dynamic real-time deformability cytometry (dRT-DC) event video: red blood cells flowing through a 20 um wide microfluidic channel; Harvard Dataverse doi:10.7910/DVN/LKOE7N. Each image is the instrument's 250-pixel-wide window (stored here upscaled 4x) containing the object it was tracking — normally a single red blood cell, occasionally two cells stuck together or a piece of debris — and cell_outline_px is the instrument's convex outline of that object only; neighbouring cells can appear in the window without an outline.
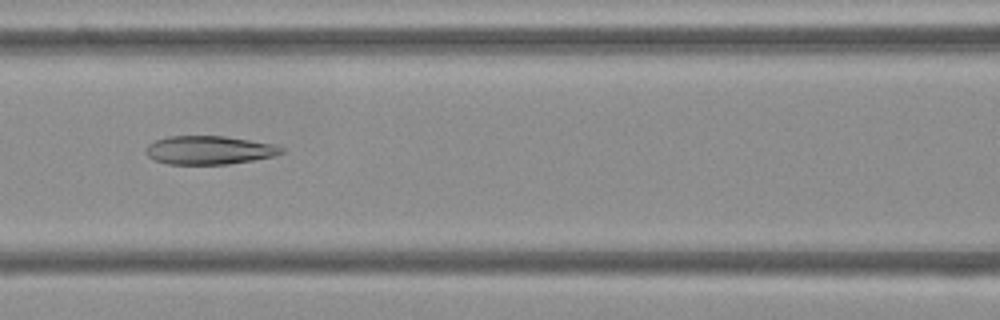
{"species": "Egyptian fruit bat (a non-hibernating species)", "species_latin": "Rousettus aegyptiacus", "temperature_condition": "cold", "stored_images_in_passage": 53, "camera_frame_rate_fps": 3000, "um_per_image_px": 0.085, "frame": {"image": 1, "passage_image": 23, "time_ms": 7.333, "image_size_px": [1000, 320], "cell_outline_px": [[284, 152], [272, 156], [252, 160], [228, 164], [168, 164], [152, 160], [144, 152], [144, 148], [148, 144], [156, 140], [168, 136], [224, 136], [276, 144], [284, 148]], "centroid_in_image_um": [17.74, 12.76], "position_along_channel_um": 148.9, "area_um2": 22.66}}
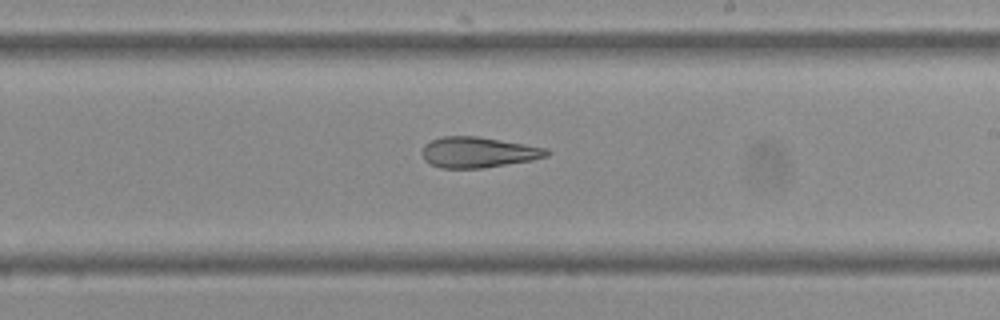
{"frame": {"image": 2, "passage_image": 31, "time_ms": 10.0, "image_size_px": [1000, 320], "cell_outline_px": [[552, 152], [548, 156], [532, 160], [484, 168], [440, 168], [424, 160], [420, 152], [424, 144], [432, 140], [444, 136], [476, 136], [548, 148]], "centroid_in_image_um": [40.64, 12.95], "position_along_channel_um": 248.4, "area_um2": 22.37}}
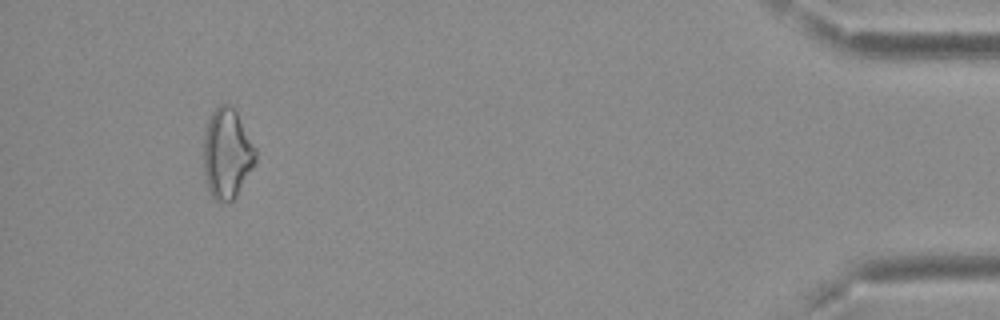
{"frame": {"image": 3, "passage_image": 50, "time_ms": 16.333, "image_size_px": [1000, 320], "cell_outline_px": [[256, 160], [252, 168], [236, 196], [228, 204], [216, 200], [212, 196], [204, 180], [204, 136], [208, 120], [212, 112], [220, 104], [228, 104], [236, 112], [256, 148]], "centroid_in_image_um": [19.28, 13.09], "position_along_channel_um": 415.9, "area_um2": 27.11}, "authors_computed_cell_mechanics": {"area_um2": 24.7384, "velocity_mm_per_s": 3.741, "shape_relaxation_time_tau1_ms": null, "shape_relaxation_time_tau2_ms": 3.9182, "deformation_change_tau1": null, "deformation_change_tau2": 0.1164}}